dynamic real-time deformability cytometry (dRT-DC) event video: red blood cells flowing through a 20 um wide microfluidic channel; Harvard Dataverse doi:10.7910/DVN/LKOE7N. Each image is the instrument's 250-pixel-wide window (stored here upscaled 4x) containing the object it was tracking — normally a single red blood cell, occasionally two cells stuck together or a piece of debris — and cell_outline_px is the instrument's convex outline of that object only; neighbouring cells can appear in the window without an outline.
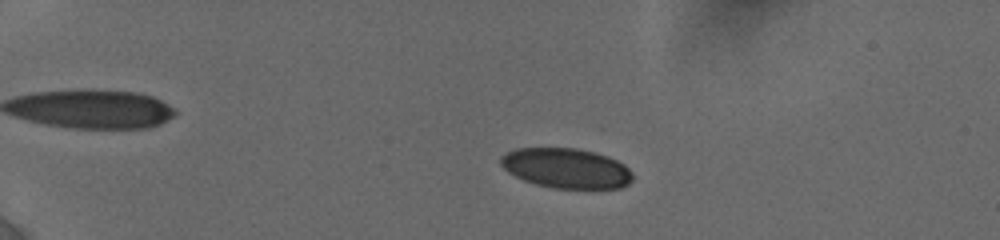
{"species": "human", "species_latin": "Homo sapiens", "temperature_condition": "cold", "stored_images_in_passage": 77, "camera_frame_rate_fps": 3000, "um_per_image_px": 0.085, "donor": {"sex": "female"}, "frame": {"image": 1, "passage_image": 17, "time_ms": 4.0, "image_size_px": [1000, 240], "cell_outline_px": [[632, 180], [628, 184], [620, 188], [552, 188], [536, 184], [524, 180], [508, 172], [500, 164], [500, 156], [516, 148], [576, 148], [596, 152], [608, 156], [624, 164], [632, 172]], "centroid_in_image_um": [48.13, 14.29], "position_along_channel_um": 36.9, "area_um2": 30.75}}
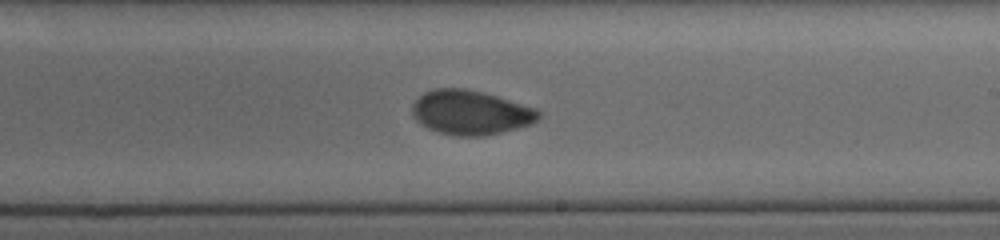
{"frame": {"image": 2, "passage_image": 49, "time_ms": 11.667, "image_size_px": [1000, 240], "cell_outline_px": [[540, 120], [516, 128], [484, 136], [456, 136], [440, 132], [428, 128], [420, 124], [412, 116], [412, 104], [424, 92], [436, 88], [464, 88], [496, 96], [536, 108], [540, 112]], "centroid_in_image_um": [39.98, 9.56], "position_along_channel_um": 249.0, "area_um2": 32.48}}
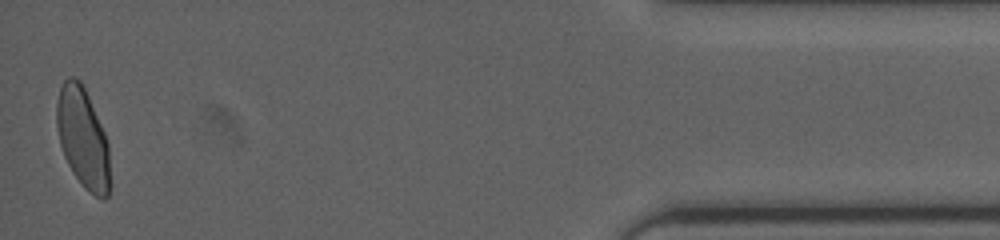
{"frame": {"image": 3, "passage_image": 77, "time_ms": 18.0, "image_size_px": [1000, 240], "cell_outline_px": [[112, 184], [108, 196], [104, 200], [100, 200], [88, 192], [72, 172], [64, 156], [60, 144], [56, 124], [56, 104], [60, 88], [64, 80], [68, 76], [72, 76], [80, 80], [84, 84], [104, 132], [108, 144]], "centroid_in_image_um": [7.07, 11.77], "position_along_channel_um": 428.1, "area_um2": 31.85}, "authors_computed_cell_mechanics": {"area_um2": 31.6166, "velocity_mm_per_s": 3.8322, "shape_relaxation_time_tau1_ms": 7.6787, "shape_relaxation_time_tau2_ms": 1.1946, "deformation_change_tau1": 0.1585, "deformation_change_tau2": 0.0474}}